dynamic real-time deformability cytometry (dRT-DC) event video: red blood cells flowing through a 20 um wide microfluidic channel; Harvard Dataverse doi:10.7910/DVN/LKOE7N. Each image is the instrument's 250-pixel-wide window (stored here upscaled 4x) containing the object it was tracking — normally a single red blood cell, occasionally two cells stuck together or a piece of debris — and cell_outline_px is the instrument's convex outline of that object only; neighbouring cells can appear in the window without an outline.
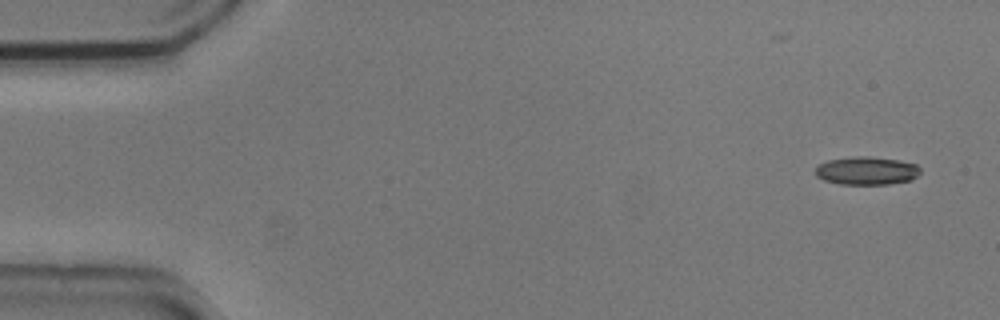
{"species": "common noctule bat (a hibernating species)", "species_latin": "Nyctalus noctula", "temperature_condition": "cold", "stored_images_in_passage": 3, "camera_frame_rate_fps": 3000, "um_per_image_px": 0.085, "animal": {"sex": "male", "body_mass_g": 20.5, "forearm_length_mm": 52.5}, "frame": {"image": 1, "passage_image": 1, "time_ms": 0.0, "image_size_px": [1000, 320], "cell_outline_px": [[920, 172], [912, 180], [888, 184], [840, 184], [824, 180], [816, 176], [816, 168], [820, 164], [828, 160], [856, 156], [868, 156], [896, 160], [916, 164], [920, 168]], "centroid_in_image_um": [73.67, 14.52], "position_along_channel_um": 11.3, "area_um2": 17.05}}